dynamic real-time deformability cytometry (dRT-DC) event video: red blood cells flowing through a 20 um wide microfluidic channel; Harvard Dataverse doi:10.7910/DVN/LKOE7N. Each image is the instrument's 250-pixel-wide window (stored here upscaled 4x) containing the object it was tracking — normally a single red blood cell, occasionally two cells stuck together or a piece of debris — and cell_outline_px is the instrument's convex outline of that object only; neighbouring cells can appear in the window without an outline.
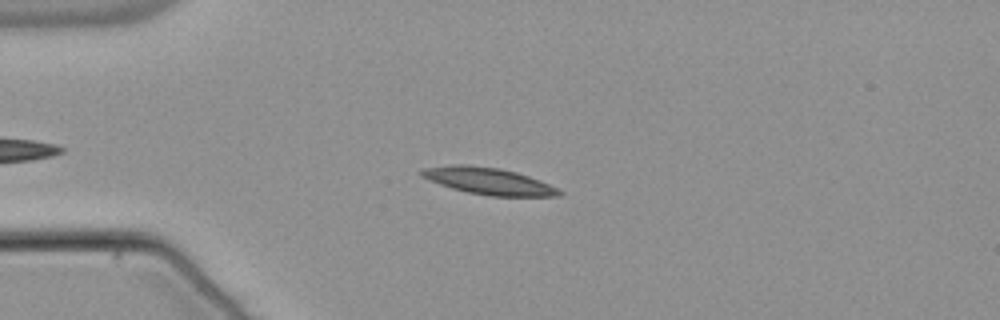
{"species": "common noctule bat (a hibernating species)", "species_latin": "Nyctalus noctula", "temperature_condition": "warm", "stored_images_in_passage": 38, "camera_frame_rate_fps": 3000, "um_per_image_px": 0.085, "animal": {"sex": "male", "body_mass_g": 21.5, "forearm_length_mm": 52.0}, "frame": {"image": 1, "passage_image": 6, "time_ms": 1.667, "image_size_px": [1000, 320], "cell_outline_px": [[564, 192], [560, 196], [488, 196], [468, 192], [452, 188], [440, 184], [420, 176], [420, 172], [424, 168], [456, 164], [468, 164], [500, 168], [516, 172], [540, 180]], "centroid_in_image_um": [41.53, 15.39], "position_along_channel_um": 43.5, "area_um2": 21.39}}
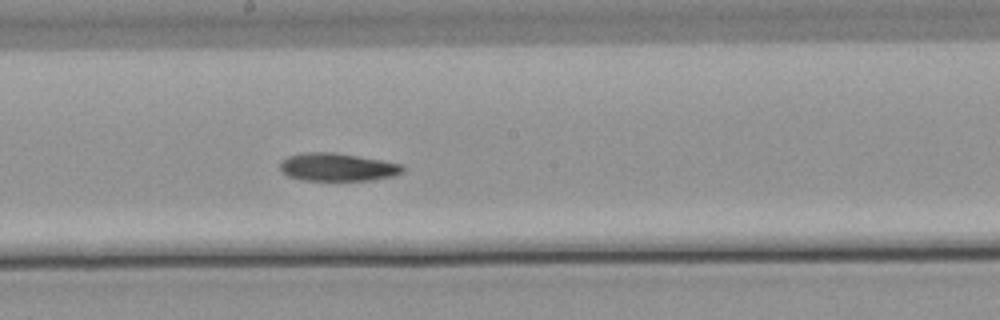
{"frame": {"image": 2, "passage_image": 22, "time_ms": 7.0, "image_size_px": [1000, 320], "cell_outline_px": [[404, 172], [392, 176], [372, 180], [304, 180], [288, 176], [280, 172], [280, 160], [288, 156], [304, 152], [332, 152], [380, 160], [400, 164], [404, 168]], "centroid_in_image_um": [28.62, 14.2], "position_along_channel_um": 219.6, "area_um2": 19.88}}
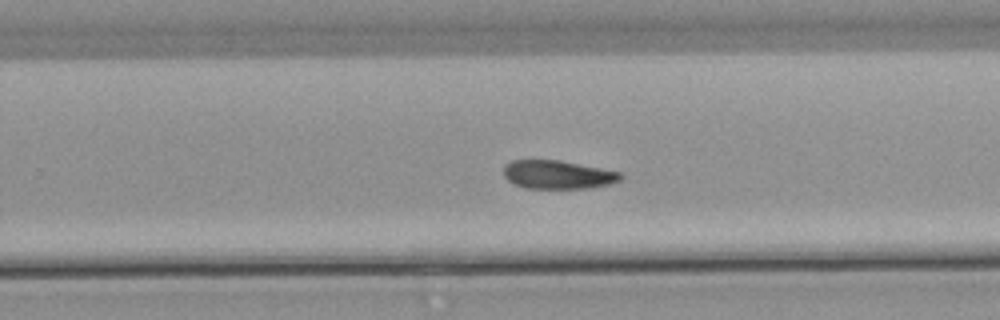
{"frame": {"image": 3, "passage_image": 27, "time_ms": 8.667, "image_size_px": [1000, 320], "cell_outline_px": [[624, 176], [620, 180], [608, 184], [588, 188], [524, 188], [512, 184], [504, 176], [504, 164], [512, 160], [560, 160], [620, 172]], "centroid_in_image_um": [47.37, 14.84], "position_along_channel_um": 282.4, "area_um2": 19.42}}